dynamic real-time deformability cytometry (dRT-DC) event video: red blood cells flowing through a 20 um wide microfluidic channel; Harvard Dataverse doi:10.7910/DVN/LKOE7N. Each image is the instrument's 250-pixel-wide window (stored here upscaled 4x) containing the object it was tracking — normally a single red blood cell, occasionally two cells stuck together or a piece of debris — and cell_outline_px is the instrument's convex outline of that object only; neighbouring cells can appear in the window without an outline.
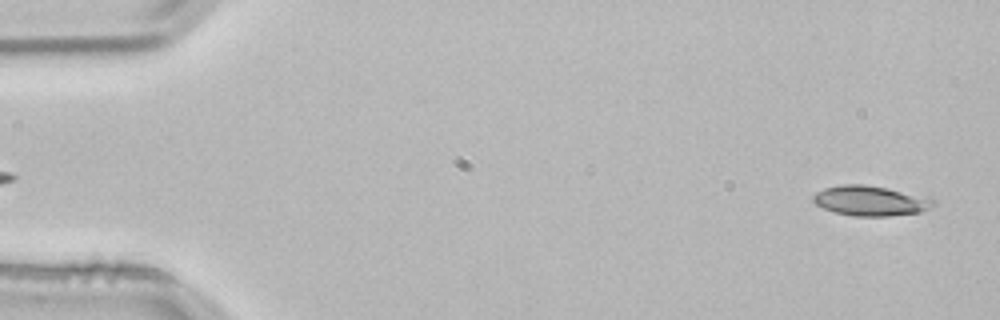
{"species": "common noctule bat (a hibernating species)", "species_latin": "Nyctalus noctula", "temperature_condition": "room temperature", "stored_images_in_passage": 53, "camera_frame_rate_fps": 3000, "um_per_image_px": 0.085, "animal": {"sex": "male", "body_mass_g": 21.5, "forearm_length_mm": 52.0}, "frame": {"image": 1, "passage_image": 2, "time_ms": 0.333, "image_size_px": [1000, 320], "cell_outline_px": [[936, 204], [920, 212], [888, 216], [856, 216], [836, 212], [824, 208], [816, 204], [812, 200], [812, 196], [816, 192], [824, 188], [840, 184], [864, 184], [888, 188], [932, 200]], "centroid_in_image_um": [73.9, 17.06], "position_along_channel_um": 11.1, "area_um2": 20.58}}
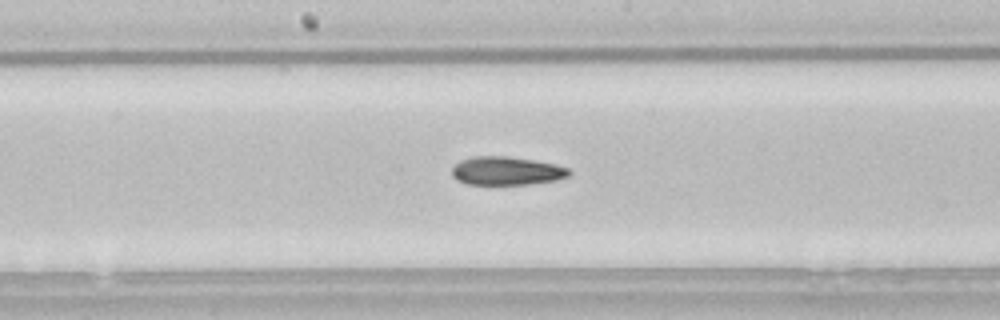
{"frame": {"image": 2, "passage_image": 27, "time_ms": 8.667, "image_size_px": [1000, 320], "cell_outline_px": [[572, 172], [568, 176], [556, 180], [528, 184], [468, 184], [456, 180], [452, 176], [452, 168], [460, 160], [472, 156], [508, 156], [556, 164], [568, 168]], "centroid_in_image_um": [43.04, 14.52], "position_along_channel_um": 205.2, "area_um2": 19.42}}
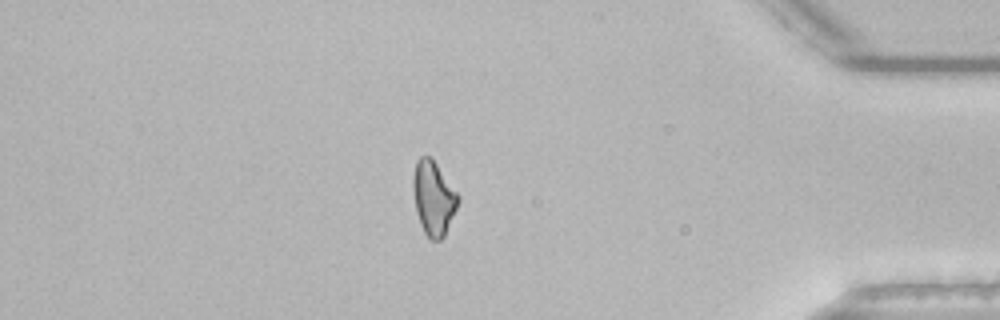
{"frame": {"image": 3, "passage_image": 45, "time_ms": 14.667, "image_size_px": [1000, 320], "cell_outline_px": [[460, 200], [444, 236], [440, 240], [428, 240], [420, 224], [416, 212], [412, 188], [412, 180], [416, 160], [420, 156], [432, 156], [460, 196]], "centroid_in_image_um": [36.83, 16.81], "position_along_channel_um": 398.4, "area_um2": 19.77}, "authors_computed_cell_mechanics": {"area_um2": 19.7676, "velocity_mm_per_s": 3.8404, "shape_relaxation_time_tau1_ms": null, "shape_relaxation_time_tau2_ms": 10.1473, "deformation_change_tau1": null, "deformation_change_tau2": 0.2175}}